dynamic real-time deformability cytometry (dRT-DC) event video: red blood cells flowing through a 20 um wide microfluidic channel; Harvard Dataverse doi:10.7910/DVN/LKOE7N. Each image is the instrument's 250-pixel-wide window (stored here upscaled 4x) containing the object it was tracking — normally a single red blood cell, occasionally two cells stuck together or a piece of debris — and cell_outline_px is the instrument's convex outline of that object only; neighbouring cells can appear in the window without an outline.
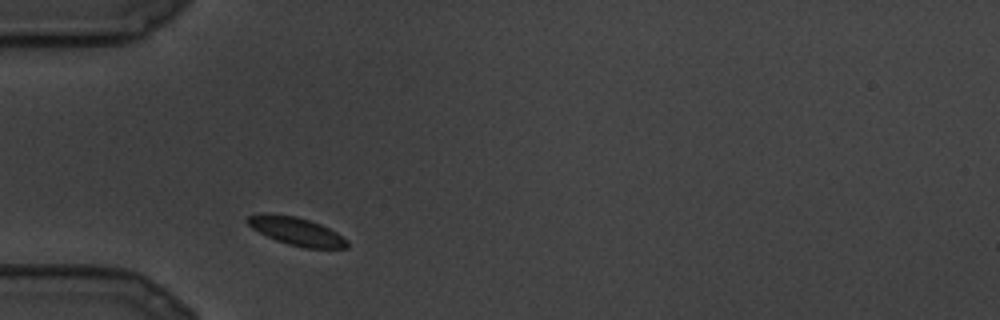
{"species": "common noctule bat (a hibernating species)", "species_latin": "Nyctalus noctula", "temperature_condition": "cold", "stored_images_in_passage": 7, "camera_frame_rate_fps": 3000, "um_per_image_px": 0.085, "animal": {"sex": "male", "body_mass_g": 19.5, "forearm_length_mm": 54.6}, "frame": {"image": 1, "passage_image": 1, "time_ms": 0.0, "image_size_px": [1000, 320], "cell_outline_px": [[348, 248], [304, 248], [288, 244], [276, 240], [252, 228], [244, 220], [248, 216], [260, 212], [268, 212], [296, 216], [320, 224], [336, 232], [348, 240]], "centroid_in_image_um": [25.16, 19.63], "position_along_channel_um": 59.8, "area_um2": 16.42}}
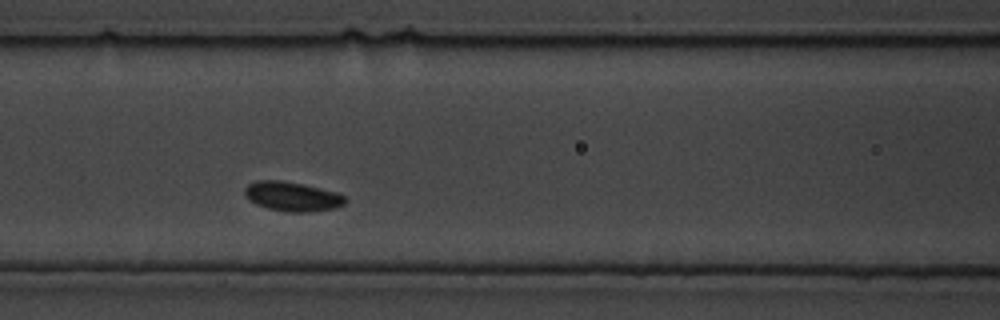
{"frame": {"image": 2, "passage_image": 5, "time_ms": 1.333, "image_size_px": [1000, 320], "cell_outline_px": [[348, 200], [344, 204], [336, 208], [308, 212], [288, 212], [268, 208], [256, 204], [248, 200], [244, 192], [244, 188], [248, 184], [256, 180], [280, 180], [300, 184], [336, 192], [344, 196]], "centroid_in_image_um": [24.82, 16.7], "position_along_channel_um": 141.8, "area_um2": 17.17}}
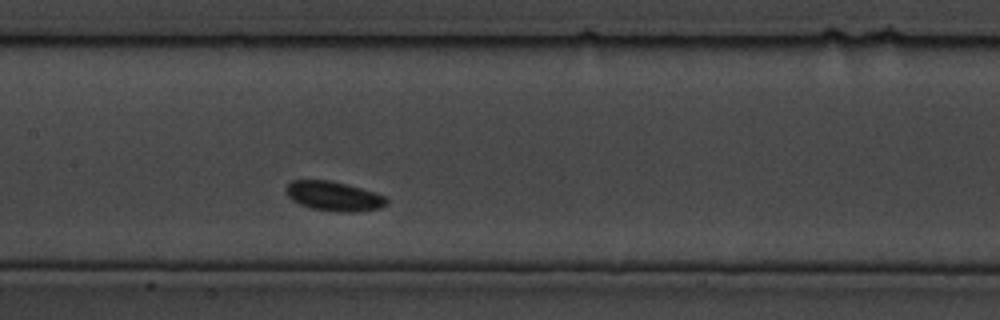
{"frame": {"image": 3, "passage_image": 7, "time_ms": 2.0, "image_size_px": [1000, 320], "cell_outline_px": [[388, 204], [380, 208], [352, 212], [340, 212], [312, 208], [300, 204], [292, 200], [284, 192], [284, 188], [292, 180], [328, 180], [360, 188], [384, 196], [388, 200]], "centroid_in_image_um": [28.33, 16.67], "position_along_channel_um": 179.1, "area_um2": 17.11}}